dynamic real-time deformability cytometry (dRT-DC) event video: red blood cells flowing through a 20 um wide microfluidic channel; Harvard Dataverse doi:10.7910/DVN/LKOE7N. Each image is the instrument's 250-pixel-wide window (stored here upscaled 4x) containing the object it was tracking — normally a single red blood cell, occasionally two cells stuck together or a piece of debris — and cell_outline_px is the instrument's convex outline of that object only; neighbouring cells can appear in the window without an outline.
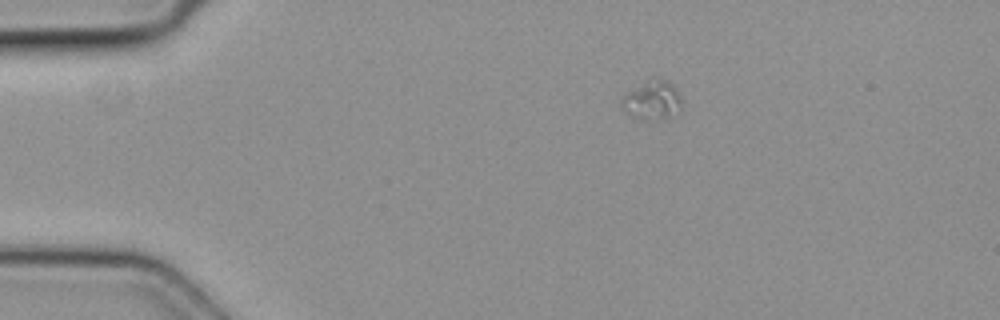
{"species": "common noctule bat (a hibernating species)", "species_latin": "Nyctalus noctula", "temperature_condition": "cold", "stored_images_in_passage": 5, "camera_frame_rate_fps": 3000, "um_per_image_px": 0.085, "animal": {"sex": "female", "body_mass_g": 19.3, "forearm_length_mm": 54.1}, "frame": {"image": 1, "passage_image": 1, "time_ms": 0.0, "image_size_px": [1000, 320], "cell_outline_px": [[684, 104], [676, 116], [652, 120], [636, 120], [624, 112], [620, 108], [620, 100], [628, 92], [656, 76], [668, 80], [676, 88]], "centroid_in_image_um": [55.46, 8.55], "position_along_channel_um": 29.5, "area_um2": 14.22}}